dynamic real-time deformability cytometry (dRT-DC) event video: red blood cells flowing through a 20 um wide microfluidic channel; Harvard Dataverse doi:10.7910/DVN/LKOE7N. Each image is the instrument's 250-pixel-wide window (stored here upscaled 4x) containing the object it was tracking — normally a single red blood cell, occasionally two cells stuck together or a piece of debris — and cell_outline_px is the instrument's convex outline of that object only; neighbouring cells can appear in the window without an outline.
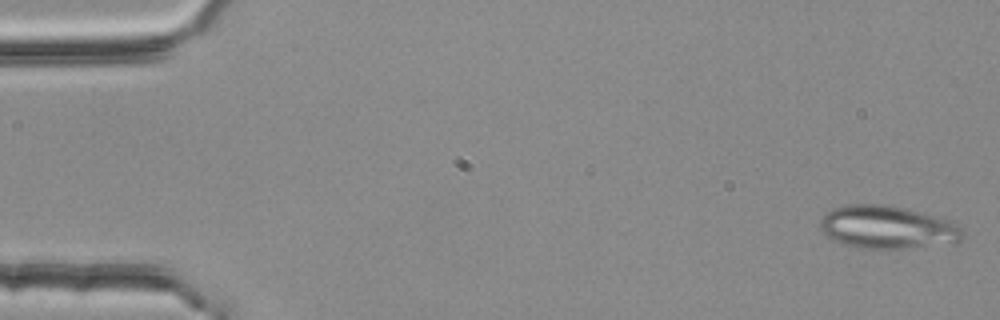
{"species": "common noctule bat (a hibernating species)", "species_latin": "Nyctalus noctula", "temperature_condition": "room temperature", "stored_images_in_passage": 53, "segment_of_instrument_passage": [1, 2], "camera_frame_rate_fps": 3000, "um_per_image_px": 0.085, "animal": {"sex": "female", "body_mass_g": 25.1}, "frame": {"image": 1, "passage_image": 1, "time_ms": 0.0, "image_size_px": [1000, 320], "cell_outline_px": [[964, 240], [956, 244], [904, 248], [864, 248], [844, 244], [828, 236], [820, 228], [820, 220], [832, 208], [844, 204], [884, 204], [908, 208], [948, 220], [960, 228], [964, 232]], "centroid_in_image_um": [75.48, 19.31], "position_along_channel_um": 9.5, "area_um2": 35.78}}